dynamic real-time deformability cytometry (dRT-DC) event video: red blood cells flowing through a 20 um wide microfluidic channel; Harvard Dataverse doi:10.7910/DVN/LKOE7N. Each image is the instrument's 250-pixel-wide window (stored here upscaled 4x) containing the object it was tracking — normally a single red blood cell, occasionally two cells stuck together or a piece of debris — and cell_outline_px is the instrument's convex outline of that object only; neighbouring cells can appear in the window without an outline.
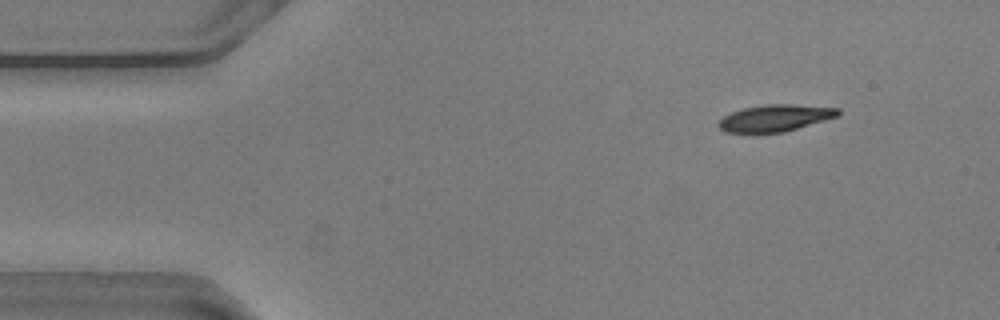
{"species": "common noctule bat (a hibernating species)", "species_latin": "Nyctalus noctula", "temperature_condition": "warm", "stored_images_in_passage": 51, "camera_frame_rate_fps": 3000, "um_per_image_px": 0.085, "animal": {"sex": "male", "body_mass_g": 20.5, "forearm_length_mm": 52.5}, "frame": {"image": 1, "passage_image": 2, "time_ms": 0.333, "image_size_px": [1000, 320], "cell_outline_px": [[840, 112], [836, 116], [824, 120], [784, 132], [724, 132], [716, 124], [724, 116], [732, 112], [744, 108], [764, 104], [792, 104], [840, 108]], "centroid_in_image_um": [65.86, 10.02], "position_along_channel_um": 19.1, "area_um2": 18.38}}
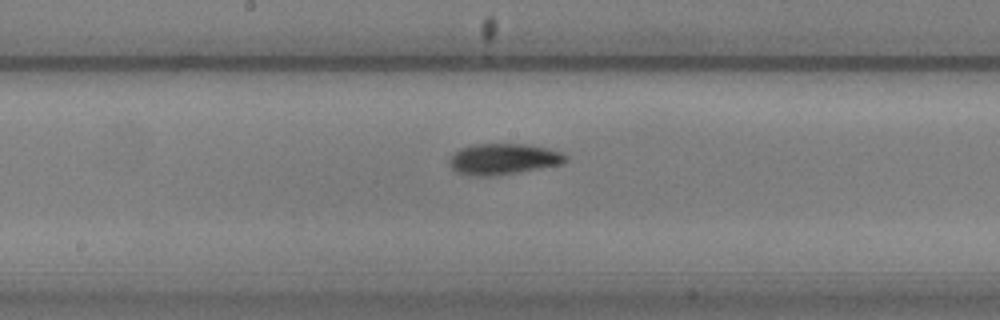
{"frame": {"image": 2, "passage_image": 24, "time_ms": 7.667, "image_size_px": [1000, 320], "cell_outline_px": [[568, 160], [564, 164], [492, 176], [472, 176], [456, 172], [448, 164], [448, 160], [452, 152], [460, 148], [472, 144], [524, 144], [548, 148], [560, 152], [568, 156]], "centroid_in_image_um": [42.75, 13.51], "position_along_channel_um": 205.5, "area_um2": 21.21}}
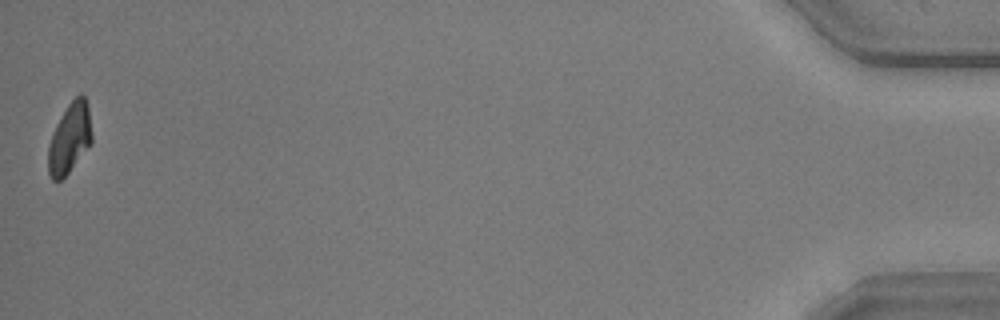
{"frame": {"image": 3, "passage_image": 51, "time_ms": 16.667, "image_size_px": [1000, 320], "cell_outline_px": [[92, 144], [68, 172], [60, 180], [52, 180], [48, 172], [48, 144], [56, 124], [68, 104], [80, 92], [84, 96], [88, 104], [92, 132]], "centroid_in_image_um": [5.93, 11.73], "position_along_channel_um": 429.3, "area_um2": 17.92}, "authors_computed_cell_mechanics": {"area_um2": 19.363, "velocity_mm_per_s": 3.6068, "shape_relaxation_time_tau1_ms": 3.0432, "shape_relaxation_time_tau2_ms": 0.8006, "deformation_change_tau1": 0.1557, "deformation_change_tau2": 0.0577}}